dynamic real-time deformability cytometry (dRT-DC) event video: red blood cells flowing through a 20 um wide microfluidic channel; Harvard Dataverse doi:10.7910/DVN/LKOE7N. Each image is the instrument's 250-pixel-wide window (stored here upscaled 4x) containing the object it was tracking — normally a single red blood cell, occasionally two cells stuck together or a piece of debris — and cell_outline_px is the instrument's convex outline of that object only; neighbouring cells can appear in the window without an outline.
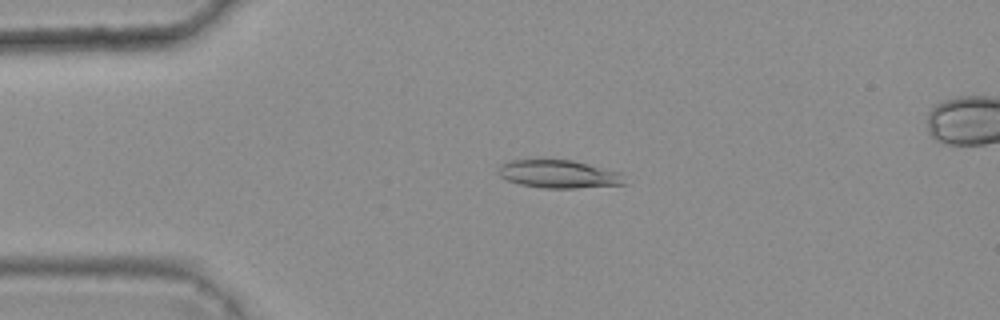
{"species": "common noctule bat (a hibernating species)", "species_latin": "Nyctalus noctula", "temperature_condition": "warm", "stored_images_in_passage": 5, "camera_frame_rate_fps": 3000, "um_per_image_px": 0.085, "animal": {"sex": "female", "body_mass_g": 25.1}, "frame": {"image": 1, "passage_image": 4, "time_ms": 1.0, "image_size_px": [1000, 320], "cell_outline_px": [[624, 184], [576, 188], [544, 188], [520, 184], [508, 180], [500, 176], [496, 172], [500, 164], [512, 160], [572, 160], [620, 172]], "centroid_in_image_um": [47.43, 14.79], "position_along_channel_um": 37.6, "area_um2": 20.35}}